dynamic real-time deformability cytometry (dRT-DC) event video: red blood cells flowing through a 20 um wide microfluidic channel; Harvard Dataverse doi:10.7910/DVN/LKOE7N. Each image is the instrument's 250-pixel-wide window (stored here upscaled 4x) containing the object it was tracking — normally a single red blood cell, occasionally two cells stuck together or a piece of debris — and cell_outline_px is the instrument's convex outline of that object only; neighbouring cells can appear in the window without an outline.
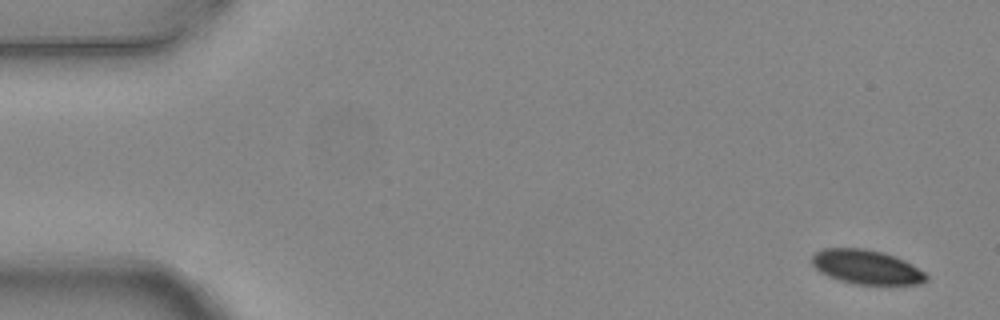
{"species": "common noctule bat (a hibernating species)", "species_latin": "Nyctalus noctula", "temperature_condition": "warm", "stored_images_in_passage": 6, "camera_frame_rate_fps": 3000, "um_per_image_px": 0.085, "animal": {"sex": "female", "body_mass_g": 24.6, "forearm_length_mm": 56.2}, "frame": {"image": 1, "passage_image": 1, "time_ms": 0.0, "image_size_px": [1000, 320], "cell_outline_px": [[928, 280], [920, 284], [856, 284], [840, 280], [828, 276], [820, 272], [812, 264], [812, 256], [816, 252], [824, 248], [864, 248], [884, 252], [904, 260], [912, 264], [924, 272], [928, 276]], "centroid_in_image_um": [73.66, 22.69], "position_along_channel_um": 11.3, "area_um2": 22.77}}
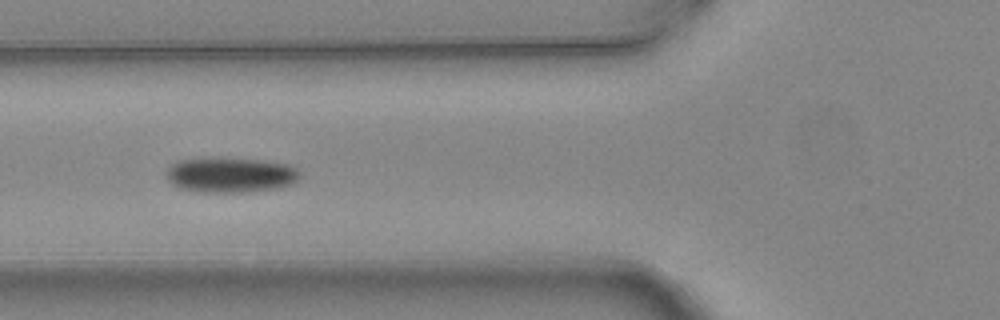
{"frame": {"image": 2, "passage_image": 5, "time_ms": 1.333, "image_size_px": [1000, 320], "cell_outline_px": [[300, 176], [292, 184], [280, 188], [244, 192], [200, 192], [180, 188], [172, 184], [168, 180], [168, 168], [172, 164], [180, 160], [212, 156], [224, 156], [260, 160], [288, 164], [296, 168], [300, 172]], "centroid_in_image_um": [19.6, 14.84], "position_along_channel_um": 106.2, "area_um2": 27.86}}
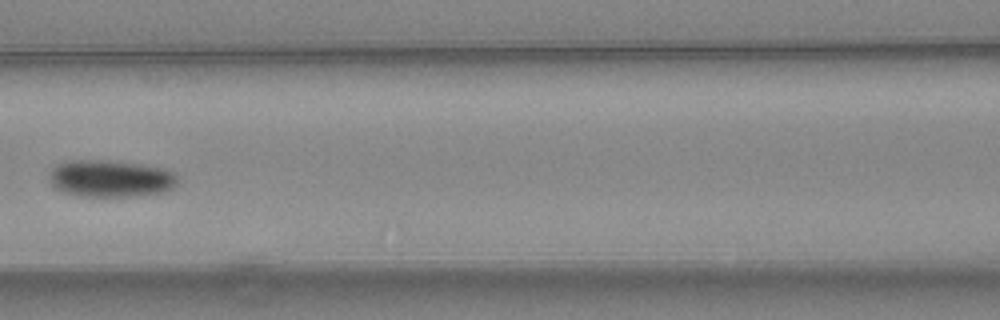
{"frame": {"image": 3, "passage_image": 6, "time_ms": 1.667, "image_size_px": [1000, 320], "cell_outline_px": [[176, 184], [172, 188], [164, 192], [132, 196], [80, 196], [64, 192], [52, 188], [48, 180], [48, 172], [56, 164], [68, 160], [108, 160], [140, 164], [164, 168], [172, 172], [176, 176]], "centroid_in_image_um": [9.31, 15.17], "position_along_channel_um": 157.3, "area_um2": 27.98}}